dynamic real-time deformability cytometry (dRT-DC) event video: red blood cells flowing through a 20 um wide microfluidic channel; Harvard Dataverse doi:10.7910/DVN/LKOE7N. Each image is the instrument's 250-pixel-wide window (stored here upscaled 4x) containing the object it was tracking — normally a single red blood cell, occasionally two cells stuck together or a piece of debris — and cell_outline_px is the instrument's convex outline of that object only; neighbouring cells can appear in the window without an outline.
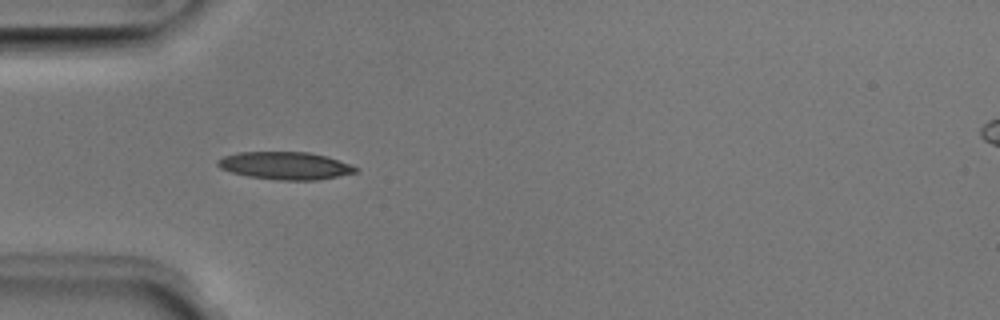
{"species": "Egyptian fruit bat (a non-hibernating species)", "species_latin": "Rousettus aegyptiacus", "temperature_condition": "room temperature", "stored_images_in_passage": 36, "camera_frame_rate_fps": 3000, "um_per_image_px": 0.085, "animal": {"sex": "male"}, "frame": {"image": 1, "passage_image": 1, "time_ms": 0.0, "image_size_px": [1000, 320], "cell_outline_px": [[360, 168], [356, 172], [316, 180], [276, 180], [248, 176], [232, 172], [220, 168], [216, 164], [216, 160], [224, 156], [236, 152], [308, 152], [328, 156]], "centroid_in_image_um": [24.22, 14.07], "position_along_channel_um": 60.8, "area_um2": 22.2}}
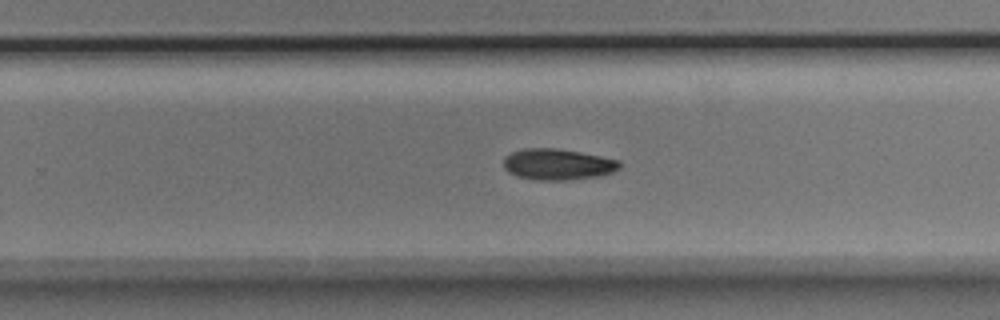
{"frame": {"image": 2, "passage_image": 18, "time_ms": 5.667, "image_size_px": [1000, 320], "cell_outline_px": [[620, 168], [612, 172], [600, 176], [564, 180], [536, 180], [516, 176], [508, 172], [504, 168], [504, 156], [512, 152], [524, 148], [556, 148], [580, 152], [620, 160]], "centroid_in_image_um": [47.39, 13.97], "position_along_channel_um": 282.4, "area_um2": 21.1}}
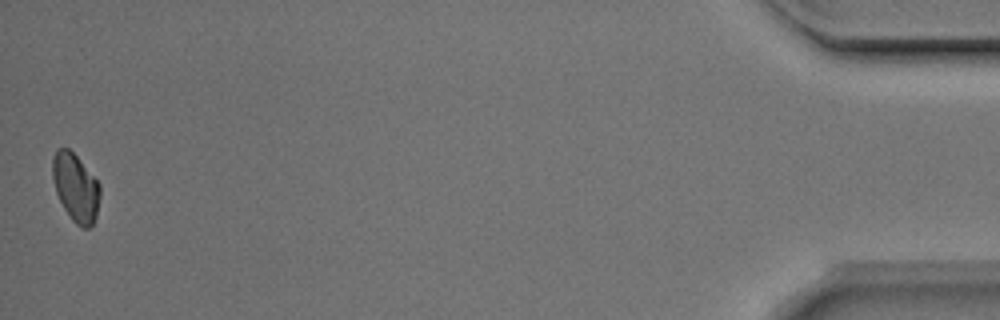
{"frame": {"image": 3, "passage_image": 36, "time_ms": 11.667, "image_size_px": [1000, 320], "cell_outline_px": [[100, 196], [96, 216], [92, 224], [88, 228], [80, 228], [72, 220], [64, 208], [56, 192], [52, 176], [52, 156], [56, 148], [68, 148], [76, 156], [100, 184]], "centroid_in_image_um": [6.42, 15.94], "position_along_channel_um": 428.8, "area_um2": 18.73}, "authors_computed_cell_mechanics": {"area_um2": 20.6057, "velocity_mm_per_s": 3.9544, "shape_relaxation_time_tau1_ms": 4.3281, "shape_relaxation_time_tau2_ms": null, "deformation_change_tau1": 0.1428, "deformation_change_tau2": null}}